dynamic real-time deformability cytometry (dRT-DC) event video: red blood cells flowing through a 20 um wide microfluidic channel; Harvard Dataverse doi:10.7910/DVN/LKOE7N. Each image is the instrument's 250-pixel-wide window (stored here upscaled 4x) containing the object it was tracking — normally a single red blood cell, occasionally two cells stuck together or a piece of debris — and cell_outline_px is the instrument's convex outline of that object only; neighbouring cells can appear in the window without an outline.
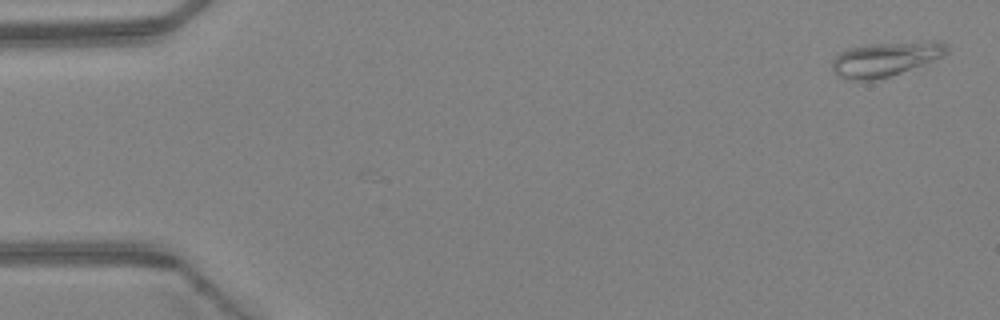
{"species": "Egyptian fruit bat (a non-hibernating species)", "species_latin": "Rousettus aegyptiacus", "temperature_condition": "warm", "stored_images_in_passage": 5, "camera_frame_rate_fps": 3000, "um_per_image_px": 0.085, "animal": {"sex": "female"}, "frame": {"image": 1, "passage_image": 1, "time_ms": 0.0, "image_size_px": [1000, 320], "cell_outline_px": [[948, 52], [944, 56], [900, 72], [888, 76], [872, 80], [848, 80], [832, 72], [832, 60], [840, 52], [848, 48], [868, 44], [932, 40], [940, 40], [948, 44]], "centroid_in_image_um": [75.28, 4.99], "position_along_channel_um": 9.7, "area_um2": 23.06}}